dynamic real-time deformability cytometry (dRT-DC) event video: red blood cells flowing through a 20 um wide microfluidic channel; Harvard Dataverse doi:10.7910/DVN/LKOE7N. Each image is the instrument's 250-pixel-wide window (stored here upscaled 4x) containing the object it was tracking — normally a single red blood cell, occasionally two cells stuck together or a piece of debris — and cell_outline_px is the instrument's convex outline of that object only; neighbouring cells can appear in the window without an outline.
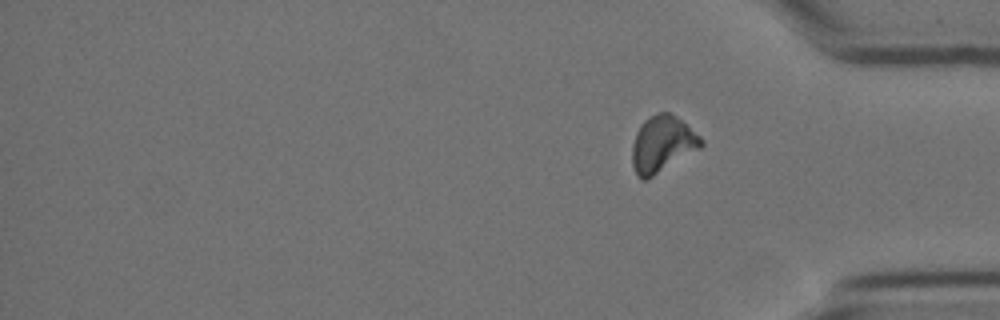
{"species": "Egyptian fruit bat (a non-hibernating species)", "species_latin": "Rousettus aegyptiacus", "temperature_condition": "cold", "stored_images_in_passage": 14, "segment_of_instrument_passage": [2, 2], "camera_frame_rate_fps": 3000, "um_per_image_px": 0.085, "animal": {"sex": "female"}, "frame": {"image": 1, "passage_image": 14, "time_ms": 17.667, "image_size_px": [1000, 320], "cell_outline_px": [[704, 144], [700, 148], [648, 180], [640, 180], [636, 176], [632, 164], [632, 144], [636, 132], [640, 124], [648, 116], [656, 112], [668, 112], [676, 116], [700, 136], [704, 140]], "centroid_in_image_um": [56.27, 12.26], "position_along_channel_um": 378.9, "area_um2": 22.95}}